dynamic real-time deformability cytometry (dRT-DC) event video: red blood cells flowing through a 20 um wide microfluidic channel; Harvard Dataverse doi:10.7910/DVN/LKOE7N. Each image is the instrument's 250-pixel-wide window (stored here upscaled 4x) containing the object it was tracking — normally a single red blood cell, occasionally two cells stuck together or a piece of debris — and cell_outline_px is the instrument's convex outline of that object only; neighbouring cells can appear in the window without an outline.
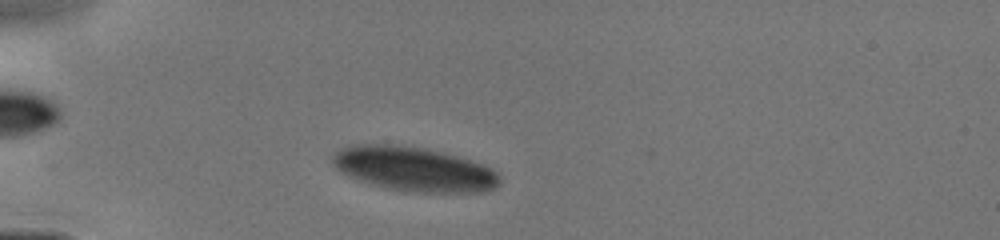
{"species": "human", "species_latin": "Homo sapiens", "temperature_condition": "cold", "stored_images_in_passage": 22, "camera_frame_rate_fps": 3000, "um_per_image_px": 0.085, "donor": {"sex": "male"}, "frame": {"image": 1, "passage_image": 13, "time_ms": 1.667, "image_size_px": [1000, 240], "cell_outline_px": [[500, 184], [496, 188], [484, 192], [416, 192], [392, 188], [372, 184], [360, 180], [336, 168], [332, 164], [332, 156], [336, 152], [344, 148], [356, 144], [396, 144], [424, 148], [444, 152], [484, 164], [492, 168], [500, 176]], "centroid_in_image_um": [35.26, 14.36], "position_along_channel_um": 49.7, "area_um2": 42.95}}